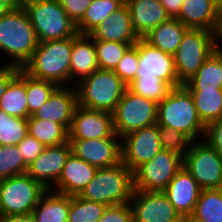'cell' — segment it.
<instances>
[{"label": "cell", "mask_w": 222, "mask_h": 222, "mask_svg": "<svg viewBox=\"0 0 222 222\" xmlns=\"http://www.w3.org/2000/svg\"><path fill=\"white\" fill-rule=\"evenodd\" d=\"M88 35L93 40L121 42L131 46L140 39L132 27L130 11L125 3Z\"/></svg>", "instance_id": "44dd1931"}, {"label": "cell", "mask_w": 222, "mask_h": 222, "mask_svg": "<svg viewBox=\"0 0 222 222\" xmlns=\"http://www.w3.org/2000/svg\"><path fill=\"white\" fill-rule=\"evenodd\" d=\"M184 86L189 91L222 90V49L217 48Z\"/></svg>", "instance_id": "4316f807"}, {"label": "cell", "mask_w": 222, "mask_h": 222, "mask_svg": "<svg viewBox=\"0 0 222 222\" xmlns=\"http://www.w3.org/2000/svg\"><path fill=\"white\" fill-rule=\"evenodd\" d=\"M191 217L198 222H222V188L201 189Z\"/></svg>", "instance_id": "1f68e13d"}, {"label": "cell", "mask_w": 222, "mask_h": 222, "mask_svg": "<svg viewBox=\"0 0 222 222\" xmlns=\"http://www.w3.org/2000/svg\"><path fill=\"white\" fill-rule=\"evenodd\" d=\"M134 191L133 172L123 163L98 168L93 179L80 192L83 199L107 206L129 203Z\"/></svg>", "instance_id": "277c9868"}, {"label": "cell", "mask_w": 222, "mask_h": 222, "mask_svg": "<svg viewBox=\"0 0 222 222\" xmlns=\"http://www.w3.org/2000/svg\"><path fill=\"white\" fill-rule=\"evenodd\" d=\"M98 222H134L129 203L107 206Z\"/></svg>", "instance_id": "60d3db41"}, {"label": "cell", "mask_w": 222, "mask_h": 222, "mask_svg": "<svg viewBox=\"0 0 222 222\" xmlns=\"http://www.w3.org/2000/svg\"><path fill=\"white\" fill-rule=\"evenodd\" d=\"M138 41L130 46L118 62L114 72L128 86L135 78L139 67Z\"/></svg>", "instance_id": "ab89813d"}, {"label": "cell", "mask_w": 222, "mask_h": 222, "mask_svg": "<svg viewBox=\"0 0 222 222\" xmlns=\"http://www.w3.org/2000/svg\"><path fill=\"white\" fill-rule=\"evenodd\" d=\"M99 69L114 71L124 53L131 46L127 43L94 40Z\"/></svg>", "instance_id": "e575fe53"}, {"label": "cell", "mask_w": 222, "mask_h": 222, "mask_svg": "<svg viewBox=\"0 0 222 222\" xmlns=\"http://www.w3.org/2000/svg\"><path fill=\"white\" fill-rule=\"evenodd\" d=\"M156 124L182 132L192 142L205 136L206 126L200 120L192 95L184 85L171 88L158 103Z\"/></svg>", "instance_id": "3957f363"}, {"label": "cell", "mask_w": 222, "mask_h": 222, "mask_svg": "<svg viewBox=\"0 0 222 222\" xmlns=\"http://www.w3.org/2000/svg\"><path fill=\"white\" fill-rule=\"evenodd\" d=\"M97 170V167L71 153L58 182L50 190L64 195H79L93 179Z\"/></svg>", "instance_id": "7402d4cb"}, {"label": "cell", "mask_w": 222, "mask_h": 222, "mask_svg": "<svg viewBox=\"0 0 222 222\" xmlns=\"http://www.w3.org/2000/svg\"><path fill=\"white\" fill-rule=\"evenodd\" d=\"M70 195L47 190L40 198L32 215L35 222H67Z\"/></svg>", "instance_id": "484cf974"}, {"label": "cell", "mask_w": 222, "mask_h": 222, "mask_svg": "<svg viewBox=\"0 0 222 222\" xmlns=\"http://www.w3.org/2000/svg\"><path fill=\"white\" fill-rule=\"evenodd\" d=\"M158 132L162 148L184 158L192 141L182 132L172 128L158 126Z\"/></svg>", "instance_id": "f35d334b"}, {"label": "cell", "mask_w": 222, "mask_h": 222, "mask_svg": "<svg viewBox=\"0 0 222 222\" xmlns=\"http://www.w3.org/2000/svg\"><path fill=\"white\" fill-rule=\"evenodd\" d=\"M202 123L208 124L222 118V90L189 91Z\"/></svg>", "instance_id": "4dcf8cb0"}, {"label": "cell", "mask_w": 222, "mask_h": 222, "mask_svg": "<svg viewBox=\"0 0 222 222\" xmlns=\"http://www.w3.org/2000/svg\"><path fill=\"white\" fill-rule=\"evenodd\" d=\"M182 217L191 216L201 188L188 170L182 166L163 191Z\"/></svg>", "instance_id": "ffe728a7"}, {"label": "cell", "mask_w": 222, "mask_h": 222, "mask_svg": "<svg viewBox=\"0 0 222 222\" xmlns=\"http://www.w3.org/2000/svg\"><path fill=\"white\" fill-rule=\"evenodd\" d=\"M7 4L12 10L25 8L28 0H1Z\"/></svg>", "instance_id": "c3c4849f"}, {"label": "cell", "mask_w": 222, "mask_h": 222, "mask_svg": "<svg viewBox=\"0 0 222 222\" xmlns=\"http://www.w3.org/2000/svg\"><path fill=\"white\" fill-rule=\"evenodd\" d=\"M221 9L222 0H184L176 19L187 28L217 33Z\"/></svg>", "instance_id": "d6986e66"}, {"label": "cell", "mask_w": 222, "mask_h": 222, "mask_svg": "<svg viewBox=\"0 0 222 222\" xmlns=\"http://www.w3.org/2000/svg\"><path fill=\"white\" fill-rule=\"evenodd\" d=\"M180 222H198L194 220L191 216L188 217H182Z\"/></svg>", "instance_id": "816d5d0a"}, {"label": "cell", "mask_w": 222, "mask_h": 222, "mask_svg": "<svg viewBox=\"0 0 222 222\" xmlns=\"http://www.w3.org/2000/svg\"><path fill=\"white\" fill-rule=\"evenodd\" d=\"M3 222H35L32 213L25 215L4 216Z\"/></svg>", "instance_id": "7dc6e473"}, {"label": "cell", "mask_w": 222, "mask_h": 222, "mask_svg": "<svg viewBox=\"0 0 222 222\" xmlns=\"http://www.w3.org/2000/svg\"><path fill=\"white\" fill-rule=\"evenodd\" d=\"M25 10L39 43L70 38L77 34L74 22L59 0H28Z\"/></svg>", "instance_id": "52a82bcc"}, {"label": "cell", "mask_w": 222, "mask_h": 222, "mask_svg": "<svg viewBox=\"0 0 222 222\" xmlns=\"http://www.w3.org/2000/svg\"><path fill=\"white\" fill-rule=\"evenodd\" d=\"M77 106L78 94L76 87L72 85L58 86L33 116L59 123L69 131Z\"/></svg>", "instance_id": "ac0fdd59"}, {"label": "cell", "mask_w": 222, "mask_h": 222, "mask_svg": "<svg viewBox=\"0 0 222 222\" xmlns=\"http://www.w3.org/2000/svg\"><path fill=\"white\" fill-rule=\"evenodd\" d=\"M28 134L45 147L58 146L68 142V131L59 123L42 120L33 115L28 118Z\"/></svg>", "instance_id": "f546056e"}, {"label": "cell", "mask_w": 222, "mask_h": 222, "mask_svg": "<svg viewBox=\"0 0 222 222\" xmlns=\"http://www.w3.org/2000/svg\"><path fill=\"white\" fill-rule=\"evenodd\" d=\"M130 11L132 27L139 38L170 19L159 0H125Z\"/></svg>", "instance_id": "603a6c76"}, {"label": "cell", "mask_w": 222, "mask_h": 222, "mask_svg": "<svg viewBox=\"0 0 222 222\" xmlns=\"http://www.w3.org/2000/svg\"><path fill=\"white\" fill-rule=\"evenodd\" d=\"M162 149L157 124L133 131L121 138L122 162L133 173Z\"/></svg>", "instance_id": "7c38bea8"}, {"label": "cell", "mask_w": 222, "mask_h": 222, "mask_svg": "<svg viewBox=\"0 0 222 222\" xmlns=\"http://www.w3.org/2000/svg\"><path fill=\"white\" fill-rule=\"evenodd\" d=\"M57 87L53 82L35 79L26 73L28 118L48 100L49 96Z\"/></svg>", "instance_id": "d590c367"}, {"label": "cell", "mask_w": 222, "mask_h": 222, "mask_svg": "<svg viewBox=\"0 0 222 222\" xmlns=\"http://www.w3.org/2000/svg\"><path fill=\"white\" fill-rule=\"evenodd\" d=\"M158 103L137 95L128 88L116 105L113 116L115 133L123 136L157 123Z\"/></svg>", "instance_id": "9c48e42d"}, {"label": "cell", "mask_w": 222, "mask_h": 222, "mask_svg": "<svg viewBox=\"0 0 222 222\" xmlns=\"http://www.w3.org/2000/svg\"><path fill=\"white\" fill-rule=\"evenodd\" d=\"M78 105L89 109L113 113L128 86L114 71L97 69L75 85Z\"/></svg>", "instance_id": "5b68a950"}, {"label": "cell", "mask_w": 222, "mask_h": 222, "mask_svg": "<svg viewBox=\"0 0 222 222\" xmlns=\"http://www.w3.org/2000/svg\"><path fill=\"white\" fill-rule=\"evenodd\" d=\"M71 153L69 141L58 146L45 147L28 166L26 173L50 190L58 182Z\"/></svg>", "instance_id": "2e32d148"}, {"label": "cell", "mask_w": 222, "mask_h": 222, "mask_svg": "<svg viewBox=\"0 0 222 222\" xmlns=\"http://www.w3.org/2000/svg\"><path fill=\"white\" fill-rule=\"evenodd\" d=\"M170 18H176L182 8L184 0H159Z\"/></svg>", "instance_id": "bcb514c9"}, {"label": "cell", "mask_w": 222, "mask_h": 222, "mask_svg": "<svg viewBox=\"0 0 222 222\" xmlns=\"http://www.w3.org/2000/svg\"><path fill=\"white\" fill-rule=\"evenodd\" d=\"M128 89L137 95L159 103L171 88L155 76L143 75L142 77H136L128 85Z\"/></svg>", "instance_id": "8d00e7d4"}, {"label": "cell", "mask_w": 222, "mask_h": 222, "mask_svg": "<svg viewBox=\"0 0 222 222\" xmlns=\"http://www.w3.org/2000/svg\"><path fill=\"white\" fill-rule=\"evenodd\" d=\"M138 56L139 67L136 77L152 75L165 82L170 88L182 86L178 82L173 55L153 47L143 38H140L138 40Z\"/></svg>", "instance_id": "9a60e30c"}, {"label": "cell", "mask_w": 222, "mask_h": 222, "mask_svg": "<svg viewBox=\"0 0 222 222\" xmlns=\"http://www.w3.org/2000/svg\"><path fill=\"white\" fill-rule=\"evenodd\" d=\"M93 0H59L61 6L76 24L84 15Z\"/></svg>", "instance_id": "7bdbcfd3"}, {"label": "cell", "mask_w": 222, "mask_h": 222, "mask_svg": "<svg viewBox=\"0 0 222 222\" xmlns=\"http://www.w3.org/2000/svg\"><path fill=\"white\" fill-rule=\"evenodd\" d=\"M115 133L112 113L77 106L73 114L68 139H98Z\"/></svg>", "instance_id": "e0dca14e"}, {"label": "cell", "mask_w": 222, "mask_h": 222, "mask_svg": "<svg viewBox=\"0 0 222 222\" xmlns=\"http://www.w3.org/2000/svg\"><path fill=\"white\" fill-rule=\"evenodd\" d=\"M204 140L222 157V118L206 126Z\"/></svg>", "instance_id": "ee69618b"}, {"label": "cell", "mask_w": 222, "mask_h": 222, "mask_svg": "<svg viewBox=\"0 0 222 222\" xmlns=\"http://www.w3.org/2000/svg\"><path fill=\"white\" fill-rule=\"evenodd\" d=\"M188 29L178 19L170 18L152 29L143 39L153 47L174 55Z\"/></svg>", "instance_id": "d4e9b609"}, {"label": "cell", "mask_w": 222, "mask_h": 222, "mask_svg": "<svg viewBox=\"0 0 222 222\" xmlns=\"http://www.w3.org/2000/svg\"><path fill=\"white\" fill-rule=\"evenodd\" d=\"M17 146L27 167L45 149V146L41 142L29 134H27Z\"/></svg>", "instance_id": "b9f144b4"}, {"label": "cell", "mask_w": 222, "mask_h": 222, "mask_svg": "<svg viewBox=\"0 0 222 222\" xmlns=\"http://www.w3.org/2000/svg\"><path fill=\"white\" fill-rule=\"evenodd\" d=\"M124 3L125 0H93L83 17L75 24L77 33L89 34Z\"/></svg>", "instance_id": "f1b7e54d"}, {"label": "cell", "mask_w": 222, "mask_h": 222, "mask_svg": "<svg viewBox=\"0 0 222 222\" xmlns=\"http://www.w3.org/2000/svg\"><path fill=\"white\" fill-rule=\"evenodd\" d=\"M46 191L27 173L0 180V213L3 216L30 214Z\"/></svg>", "instance_id": "ba28073f"}, {"label": "cell", "mask_w": 222, "mask_h": 222, "mask_svg": "<svg viewBox=\"0 0 222 222\" xmlns=\"http://www.w3.org/2000/svg\"><path fill=\"white\" fill-rule=\"evenodd\" d=\"M72 153L97 168L113 167L122 162L121 138L68 139Z\"/></svg>", "instance_id": "4fadbf2b"}, {"label": "cell", "mask_w": 222, "mask_h": 222, "mask_svg": "<svg viewBox=\"0 0 222 222\" xmlns=\"http://www.w3.org/2000/svg\"><path fill=\"white\" fill-rule=\"evenodd\" d=\"M107 205L89 201L79 195H70V209L67 222H98Z\"/></svg>", "instance_id": "d6a6232c"}, {"label": "cell", "mask_w": 222, "mask_h": 222, "mask_svg": "<svg viewBox=\"0 0 222 222\" xmlns=\"http://www.w3.org/2000/svg\"><path fill=\"white\" fill-rule=\"evenodd\" d=\"M217 48L215 32L189 28L173 55L178 82L185 85L190 81Z\"/></svg>", "instance_id": "8992f818"}, {"label": "cell", "mask_w": 222, "mask_h": 222, "mask_svg": "<svg viewBox=\"0 0 222 222\" xmlns=\"http://www.w3.org/2000/svg\"><path fill=\"white\" fill-rule=\"evenodd\" d=\"M182 166L180 155L162 149L133 173L134 190L164 191Z\"/></svg>", "instance_id": "8fae6325"}, {"label": "cell", "mask_w": 222, "mask_h": 222, "mask_svg": "<svg viewBox=\"0 0 222 222\" xmlns=\"http://www.w3.org/2000/svg\"><path fill=\"white\" fill-rule=\"evenodd\" d=\"M39 44L30 17L25 10L16 9L0 18V51L8 55V65L19 68L31 59ZM10 55V56H9Z\"/></svg>", "instance_id": "6da1fadb"}, {"label": "cell", "mask_w": 222, "mask_h": 222, "mask_svg": "<svg viewBox=\"0 0 222 222\" xmlns=\"http://www.w3.org/2000/svg\"><path fill=\"white\" fill-rule=\"evenodd\" d=\"M216 39H217V47L219 49H222V46L220 44V43H222V9L220 11V22H219V27H218V30L216 33Z\"/></svg>", "instance_id": "681fc988"}, {"label": "cell", "mask_w": 222, "mask_h": 222, "mask_svg": "<svg viewBox=\"0 0 222 222\" xmlns=\"http://www.w3.org/2000/svg\"><path fill=\"white\" fill-rule=\"evenodd\" d=\"M27 169L17 145H0V180L25 174Z\"/></svg>", "instance_id": "74e56055"}, {"label": "cell", "mask_w": 222, "mask_h": 222, "mask_svg": "<svg viewBox=\"0 0 222 222\" xmlns=\"http://www.w3.org/2000/svg\"><path fill=\"white\" fill-rule=\"evenodd\" d=\"M12 9L0 0V18L9 13Z\"/></svg>", "instance_id": "f907efd6"}, {"label": "cell", "mask_w": 222, "mask_h": 222, "mask_svg": "<svg viewBox=\"0 0 222 222\" xmlns=\"http://www.w3.org/2000/svg\"><path fill=\"white\" fill-rule=\"evenodd\" d=\"M129 204L134 222H180L182 218L163 191L134 190Z\"/></svg>", "instance_id": "5bb4252c"}, {"label": "cell", "mask_w": 222, "mask_h": 222, "mask_svg": "<svg viewBox=\"0 0 222 222\" xmlns=\"http://www.w3.org/2000/svg\"><path fill=\"white\" fill-rule=\"evenodd\" d=\"M0 109L12 117L28 118L26 73L22 69L6 87L0 99Z\"/></svg>", "instance_id": "83f0119b"}, {"label": "cell", "mask_w": 222, "mask_h": 222, "mask_svg": "<svg viewBox=\"0 0 222 222\" xmlns=\"http://www.w3.org/2000/svg\"><path fill=\"white\" fill-rule=\"evenodd\" d=\"M4 216L0 213V222H3Z\"/></svg>", "instance_id": "f5cc1de1"}, {"label": "cell", "mask_w": 222, "mask_h": 222, "mask_svg": "<svg viewBox=\"0 0 222 222\" xmlns=\"http://www.w3.org/2000/svg\"><path fill=\"white\" fill-rule=\"evenodd\" d=\"M72 48L73 37L40 42L22 70L35 79L50 81L57 86H71L68 83Z\"/></svg>", "instance_id": "7a4b0ae2"}, {"label": "cell", "mask_w": 222, "mask_h": 222, "mask_svg": "<svg viewBox=\"0 0 222 222\" xmlns=\"http://www.w3.org/2000/svg\"><path fill=\"white\" fill-rule=\"evenodd\" d=\"M183 166L201 189L222 188V157L204 139L191 142Z\"/></svg>", "instance_id": "30bf717a"}, {"label": "cell", "mask_w": 222, "mask_h": 222, "mask_svg": "<svg viewBox=\"0 0 222 222\" xmlns=\"http://www.w3.org/2000/svg\"><path fill=\"white\" fill-rule=\"evenodd\" d=\"M21 68L8 65H0V99L3 96L9 82L18 74Z\"/></svg>", "instance_id": "f6af8a7d"}, {"label": "cell", "mask_w": 222, "mask_h": 222, "mask_svg": "<svg viewBox=\"0 0 222 222\" xmlns=\"http://www.w3.org/2000/svg\"><path fill=\"white\" fill-rule=\"evenodd\" d=\"M28 134V118H17L0 109V145H18Z\"/></svg>", "instance_id": "836d02e7"}, {"label": "cell", "mask_w": 222, "mask_h": 222, "mask_svg": "<svg viewBox=\"0 0 222 222\" xmlns=\"http://www.w3.org/2000/svg\"><path fill=\"white\" fill-rule=\"evenodd\" d=\"M99 69L95 52L94 40L88 34H76L73 37L71 52L70 83L78 84ZM75 81V82H74Z\"/></svg>", "instance_id": "cb8c5ba5"}]
</instances>
